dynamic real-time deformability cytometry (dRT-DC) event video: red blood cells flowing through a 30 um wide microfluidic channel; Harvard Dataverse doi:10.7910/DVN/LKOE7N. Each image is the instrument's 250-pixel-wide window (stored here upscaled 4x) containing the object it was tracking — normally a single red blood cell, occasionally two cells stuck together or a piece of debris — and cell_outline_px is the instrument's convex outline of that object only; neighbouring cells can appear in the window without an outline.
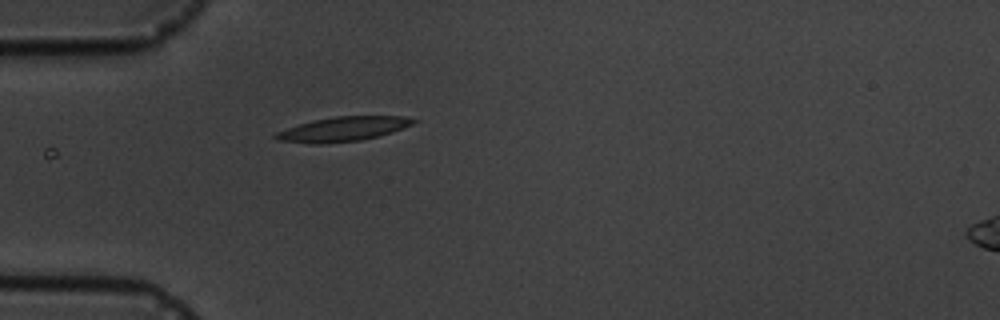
{"species": "common noctule bat (a hibernating species)", "species_latin": "Nyctalus noctula", "temperature_condition": "cold", "stored_images_in_passage": 1, "camera_frame_rate_fps": 3000, "um_per_image_px": 0.085, "animal": {"sex": "male", "body_mass_g": 19.5, "forearm_length_mm": 54.6}, "frame": {"image": 1, "passage_image": 1, "time_ms": 0.0, "image_size_px": [1000, 320], "cell_outline_px": [[420, 120], [412, 124], [392, 132], [360, 140], [320, 144], [312, 144], [280, 140], [272, 136], [276, 132], [312, 120], [336, 116], [404, 116]], "centroid_in_image_um": [29.16, 10.96], "position_along_channel_um": 55.8, "area_um2": 19.42}}